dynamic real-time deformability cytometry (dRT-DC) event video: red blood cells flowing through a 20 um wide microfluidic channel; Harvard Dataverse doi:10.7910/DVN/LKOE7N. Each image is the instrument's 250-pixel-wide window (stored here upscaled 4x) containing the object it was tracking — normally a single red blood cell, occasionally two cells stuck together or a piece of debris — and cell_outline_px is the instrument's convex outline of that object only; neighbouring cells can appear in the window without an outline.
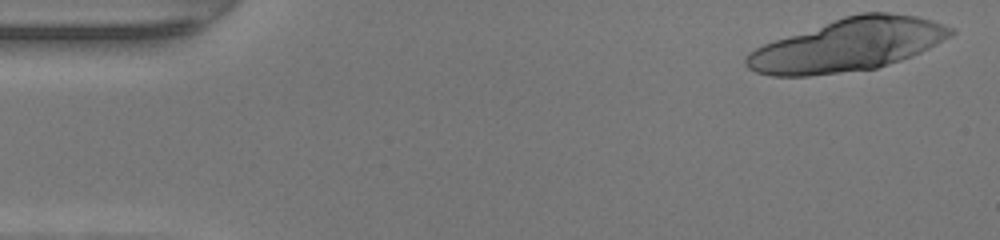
{"species": "human", "species_latin": "Homo sapiens", "temperature_condition": "warm", "stored_images_in_passage": 16, "camera_frame_rate_fps": 3000, "um_per_image_px": 0.085, "donor": {"sex": "female"}, "frame": {"image": 1, "passage_image": 1, "time_ms": 0.0, "image_size_px": [1000, 240], "cell_outline_px": [[956, 32], [936, 44], [912, 56], [876, 68], [808, 76], [772, 76], [756, 72], [748, 68], [744, 64], [744, 60], [748, 52], [764, 44], [844, 16], [860, 12], [888, 12], [916, 16], [932, 20], [956, 28]], "centroid_in_image_um": [72.08, 3.82], "position_along_channel_um": 12.9, "area_um2": 62.31}}